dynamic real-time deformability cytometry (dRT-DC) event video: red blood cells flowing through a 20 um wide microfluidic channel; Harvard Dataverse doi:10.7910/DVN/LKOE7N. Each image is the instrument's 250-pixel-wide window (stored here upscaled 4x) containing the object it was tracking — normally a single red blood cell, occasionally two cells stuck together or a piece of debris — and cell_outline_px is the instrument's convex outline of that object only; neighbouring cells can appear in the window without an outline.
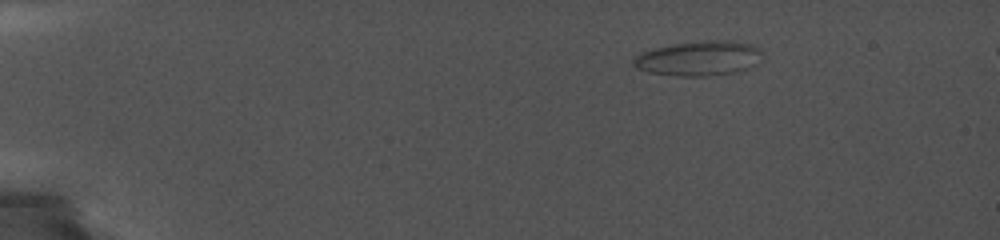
{"species": "common noctule bat (a hibernating species)", "species_latin": "Nyctalus noctula", "temperature_condition": "cold", "stored_images_in_passage": 99, "camera_frame_rate_fps": 5000, "um_per_image_px": 0.085, "animal": {"sex": "female", "body_mass_g": 19.0, "forearm_length_mm": 56.7}, "frame": {"image": 1, "passage_image": 1, "time_ms": 0.0, "image_size_px": [1000, 240], "cell_outline_px": [[760, 52], [756, 64], [748, 68], [736, 72], [708, 76], [676, 76], [648, 72], [636, 68], [632, 64], [632, 60], [640, 52], [672, 44], [704, 40], [728, 40], [752, 44], [760, 48]], "centroid_in_image_um": [59.37, 4.96], "position_along_channel_um": 25.6, "area_um2": 26.13}}
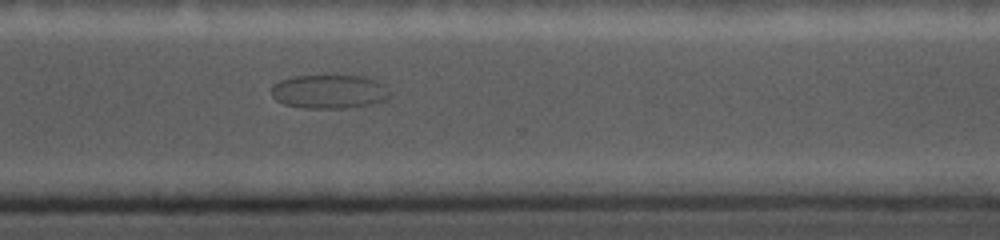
{"frame": {"image": 2, "passage_image": 77, "time_ms": 12.4, "image_size_px": [1000, 240], "cell_outline_px": [[392, 96], [384, 100], [368, 104], [340, 108], [304, 108], [284, 104], [276, 100], [272, 96], [272, 84], [280, 80], [292, 76], [332, 72], [364, 76], [376, 80]], "centroid_in_image_um": [27.92, 7.72], "position_along_channel_um": 342.7, "area_um2": 24.1}}
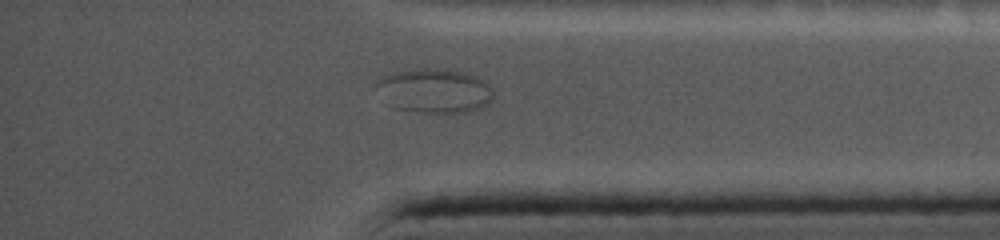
{"frame": {"image": 3, "passage_image": 87, "time_ms": 14.0, "image_size_px": [1000, 240], "cell_outline_px": [[492, 100], [468, 112], [420, 112], [396, 108], [376, 84], [376, 76], [392, 72], [416, 68], [440, 68], [464, 72], [476, 76], [484, 80], [492, 88]], "centroid_in_image_um": [36.94, 7.66], "position_along_channel_um": 398.3, "area_um2": 29.77}}